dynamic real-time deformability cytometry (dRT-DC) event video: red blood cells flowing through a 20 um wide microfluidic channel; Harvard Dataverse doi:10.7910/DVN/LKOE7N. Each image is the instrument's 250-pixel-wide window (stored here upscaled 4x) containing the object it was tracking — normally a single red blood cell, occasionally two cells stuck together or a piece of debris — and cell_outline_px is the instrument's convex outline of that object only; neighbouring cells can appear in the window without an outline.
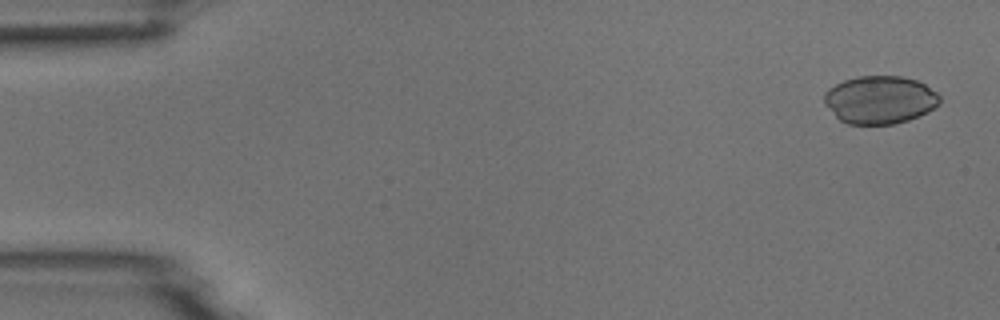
{"species": "common noctule bat (a hibernating species)", "species_latin": "Nyctalus noctula", "temperature_condition": "room temperature", "stored_images_in_passage": 7, "camera_frame_rate_fps": 3000, "um_per_image_px": 0.085, "animal": {"sex": "male", "body_mass_g": 18.8}, "frame": {"image": 1, "passage_image": 1, "time_ms": 0.0, "image_size_px": [1000, 320], "cell_outline_px": [[940, 104], [928, 112], [908, 120], [892, 124], [848, 124], [840, 120], [824, 104], [824, 92], [828, 88], [844, 80], [856, 76], [904, 76], [916, 80], [924, 84], [936, 92], [940, 96]], "centroid_in_image_um": [74.78, 8.47], "position_along_channel_um": 10.2, "area_um2": 32.37}}